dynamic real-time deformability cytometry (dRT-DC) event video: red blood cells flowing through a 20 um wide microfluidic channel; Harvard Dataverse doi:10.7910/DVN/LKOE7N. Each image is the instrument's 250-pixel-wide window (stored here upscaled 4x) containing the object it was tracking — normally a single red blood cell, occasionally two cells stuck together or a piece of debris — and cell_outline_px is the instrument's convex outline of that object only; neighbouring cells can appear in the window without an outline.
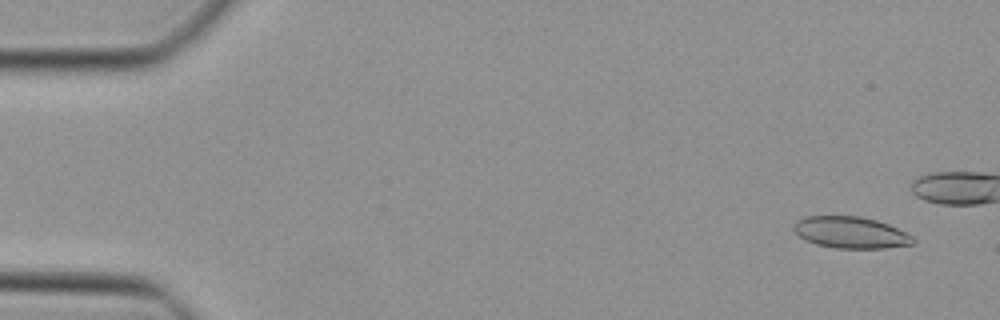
{"species": "Egyptian fruit bat (a non-hibernating species)", "species_latin": "Rousettus aegyptiacus", "temperature_condition": "cold", "stored_images_in_passage": 17, "camera_frame_rate_fps": 3000, "um_per_image_px": 0.085, "animal": {"sex": "female"}, "frame": {"image": 1, "passage_image": 3, "time_ms": 0.667, "image_size_px": [1000, 320], "cell_outline_px": [[916, 244], [884, 248], [836, 248], [816, 244], [804, 240], [792, 228], [792, 224], [796, 220], [804, 216], [860, 216], [876, 220], [888, 224], [912, 236], [916, 240]], "centroid_in_image_um": [72.29, 19.76], "position_along_channel_um": 12.7, "area_um2": 22.08}}